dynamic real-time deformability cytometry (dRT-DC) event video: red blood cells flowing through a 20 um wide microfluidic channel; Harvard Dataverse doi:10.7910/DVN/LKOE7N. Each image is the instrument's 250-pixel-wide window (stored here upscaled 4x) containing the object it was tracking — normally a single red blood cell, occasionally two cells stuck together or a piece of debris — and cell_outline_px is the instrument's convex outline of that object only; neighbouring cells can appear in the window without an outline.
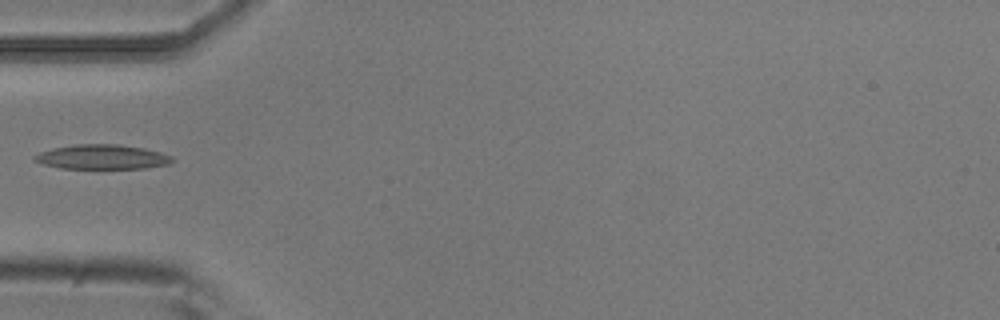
{"species": "common noctule bat (a hibernating species)", "species_latin": "Nyctalus noctula", "temperature_condition": "room temperature", "stored_images_in_passage": 5, "camera_frame_rate_fps": 3000, "um_per_image_px": 0.085, "animal": {"sex": "male", "body_mass_g": 20.5, "forearm_length_mm": 52.5}, "frame": {"image": 1, "passage_image": 4, "time_ms": 1.0, "image_size_px": [1000, 320], "cell_outline_px": [[172, 160], [168, 164], [144, 168], [60, 168], [44, 164], [32, 160], [32, 156], [40, 152], [52, 148], [72, 144], [120, 144], [144, 148], [160, 152], [172, 156]], "centroid_in_image_um": [8.63, 13.33], "position_along_channel_um": 76.4, "area_um2": 19.71}}
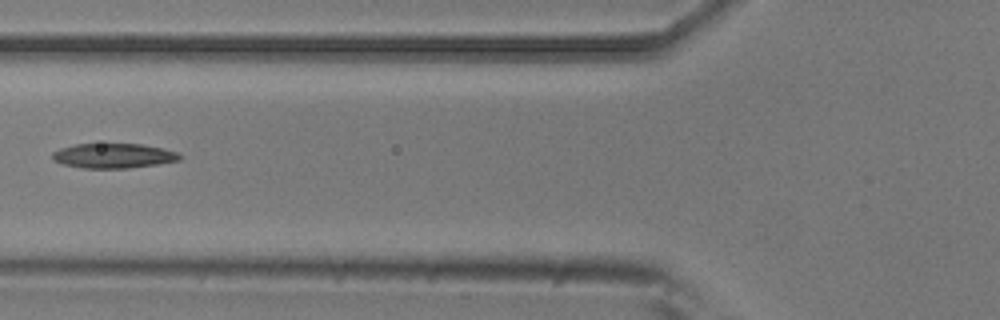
{"frame": {"image": 2, "passage_image": 5, "time_ms": 1.333, "image_size_px": [1000, 320], "cell_outline_px": [[184, 156], [180, 160], [156, 164], [128, 168], [84, 168], [64, 164], [52, 160], [52, 152], [60, 148], [76, 144], [140, 144], [164, 148], [176, 152]], "centroid_in_image_um": [9.65, 13.23], "position_along_channel_um": 116.1, "area_um2": 18.32}}